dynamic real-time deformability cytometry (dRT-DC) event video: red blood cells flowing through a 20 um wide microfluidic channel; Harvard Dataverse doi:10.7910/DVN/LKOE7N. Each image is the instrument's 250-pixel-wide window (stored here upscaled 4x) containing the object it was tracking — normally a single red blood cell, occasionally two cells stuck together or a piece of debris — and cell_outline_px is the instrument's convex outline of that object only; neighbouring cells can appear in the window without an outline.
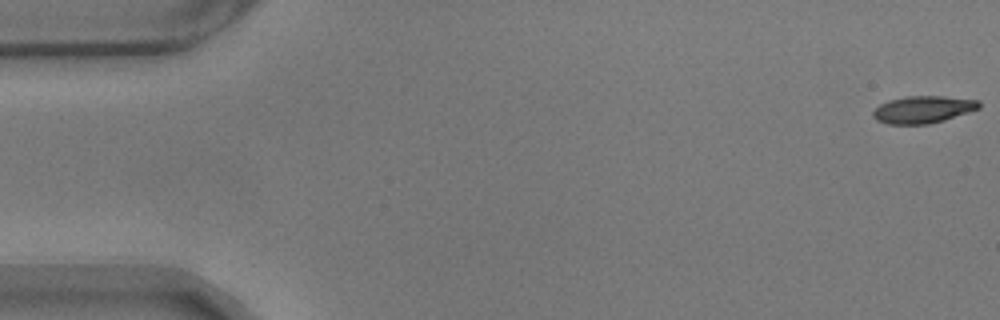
{"species": "common noctule bat (a hibernating species)", "species_latin": "Nyctalus noctula", "temperature_condition": "warm", "stored_images_in_passage": 57, "camera_frame_rate_fps": 3000, "um_per_image_px": 0.085, "animal": {"sex": "male", "body_mass_g": 17.9}, "frame": {"image": 1, "passage_image": 1, "time_ms": 0.0, "image_size_px": [1000, 320], "cell_outline_px": [[980, 108], [944, 120], [928, 124], [888, 124], [876, 120], [872, 116], [872, 112], [880, 104], [888, 100], [908, 96], [944, 96], [980, 100]], "centroid_in_image_um": [78.45, 9.3], "position_along_channel_um": 6.6, "area_um2": 16.82}}
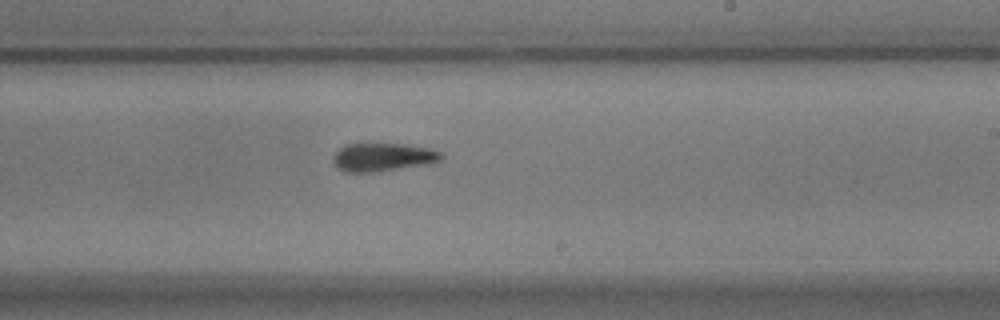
{"frame": {"image": 2, "passage_image": 34, "time_ms": 11.0, "image_size_px": [1000, 320], "cell_outline_px": [[444, 156], [436, 164], [380, 172], [344, 172], [336, 168], [332, 160], [332, 156], [336, 148], [344, 144], [404, 144], [428, 148], [444, 152]], "centroid_in_image_um": [32.56, 13.38], "position_along_channel_um": 256.4, "area_um2": 18.61}}
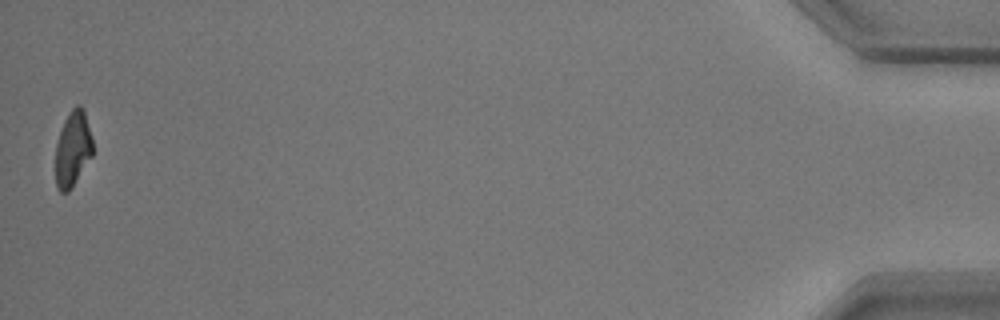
{"frame": {"image": 3, "passage_image": 57, "time_ms": 18.667, "image_size_px": [1000, 320], "cell_outline_px": [[92, 156], [72, 188], [68, 192], [60, 192], [56, 188], [56, 144], [64, 120], [72, 108], [76, 104], [80, 104], [84, 108], [92, 136]], "centroid_in_image_um": [6.2, 12.64], "position_along_channel_um": 429.0, "area_um2": 16.53}, "authors_computed_cell_mechanics": {"area_um2": 17.918, "velocity_mm_per_s": 3.5134, "shape_relaxation_time_tau1_ms": 2.9526, "shape_relaxation_time_tau2_ms": null, "deformation_change_tau1": 0.138, "deformation_change_tau2": null}}